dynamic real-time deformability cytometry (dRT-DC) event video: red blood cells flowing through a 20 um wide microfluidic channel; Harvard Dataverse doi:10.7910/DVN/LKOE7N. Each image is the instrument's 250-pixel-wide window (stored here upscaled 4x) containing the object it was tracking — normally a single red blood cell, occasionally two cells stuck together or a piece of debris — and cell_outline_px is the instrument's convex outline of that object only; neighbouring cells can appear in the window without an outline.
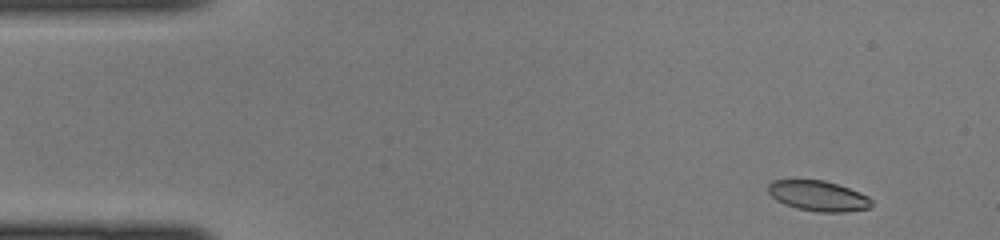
{"species": "common noctule bat (a hibernating species)", "species_latin": "Nyctalus noctula", "temperature_condition": "cold", "stored_images_in_passage": 44, "camera_frame_rate_fps": 3000, "um_per_image_px": 0.085, "animal": {"sex": "female", "body_mass_g": 22.0, "forearm_length_mm": 56.7}, "frame": {"image": 1, "passage_image": 3, "time_ms": 0.667, "image_size_px": [1000, 240], "cell_outline_px": [[872, 204], [868, 208], [844, 212], [820, 212], [796, 208], [784, 204], [776, 200], [768, 192], [768, 184], [772, 180], [824, 180], [860, 192], [868, 196], [872, 200]], "centroid_in_image_um": [69.53, 16.65], "position_along_channel_um": 15.5, "area_um2": 18.21}}
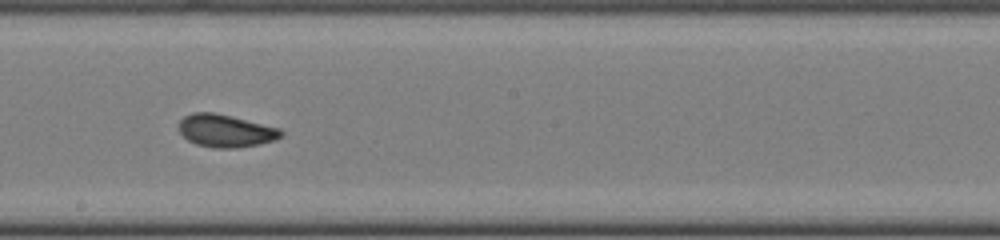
{"frame": {"image": 2, "passage_image": 24, "time_ms": 7.667, "image_size_px": [1000, 240], "cell_outline_px": [[284, 136], [260, 144], [240, 148], [216, 148], [196, 144], [188, 140], [180, 132], [180, 120], [184, 116], [192, 112], [216, 112], [280, 128], [284, 132]], "centroid_in_image_um": [19.2, 11.11], "position_along_channel_um": 229.0, "area_um2": 19.54}}
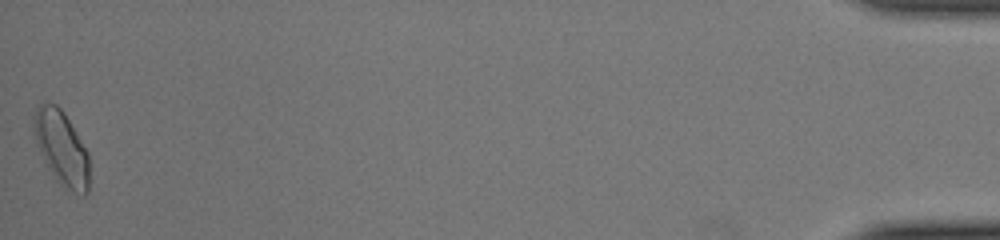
{"frame": {"image": 3, "passage_image": 44, "time_ms": 14.333, "image_size_px": [1000, 240], "cell_outline_px": [[88, 192], [84, 196], [60, 184], [56, 180], [48, 168], [36, 144], [36, 108], [44, 100], [56, 104], [64, 112], [88, 152]], "centroid_in_image_um": [5.25, 12.57], "position_along_channel_um": 429.9, "area_um2": 23.41}}